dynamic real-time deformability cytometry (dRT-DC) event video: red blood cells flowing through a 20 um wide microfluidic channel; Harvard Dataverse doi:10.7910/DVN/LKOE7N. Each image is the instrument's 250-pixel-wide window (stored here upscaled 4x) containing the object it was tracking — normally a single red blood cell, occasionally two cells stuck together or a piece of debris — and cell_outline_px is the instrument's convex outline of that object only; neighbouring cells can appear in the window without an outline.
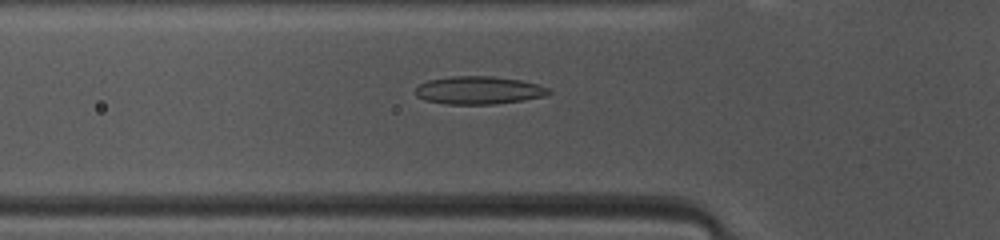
{"species": "common noctule bat (a hibernating species)", "species_latin": "Nyctalus noctula", "temperature_condition": "warm", "stored_images_in_passage": 46, "camera_frame_rate_fps": 3000, "um_per_image_px": 0.085, "animal": {"sex": "female", "body_mass_g": 10.0, "forearm_length_mm": 53.1}, "frame": {"image": 1, "passage_image": 14, "time_ms": 4.333, "image_size_px": [1000, 240], "cell_outline_px": [[552, 92], [544, 96], [524, 100], [492, 104], [444, 104], [424, 100], [416, 96], [416, 88], [420, 84], [428, 80], [452, 76], [492, 76], [520, 80], [536, 84], [548, 88]], "centroid_in_image_um": [40.67, 7.67], "position_along_channel_um": 85.1, "area_um2": 21.62}}
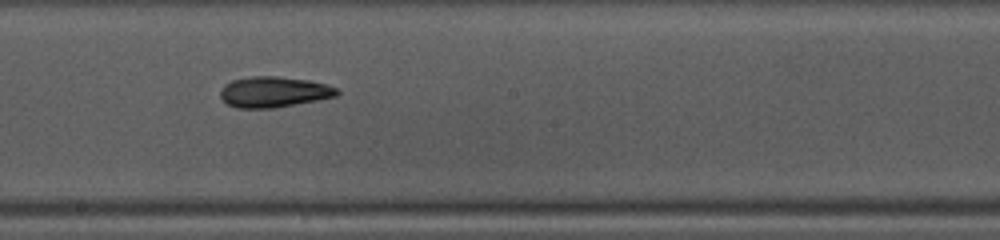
{"frame": {"image": 2, "passage_image": 24, "time_ms": 7.667, "image_size_px": [1000, 240], "cell_outline_px": [[340, 92], [336, 96], [320, 100], [272, 108], [236, 108], [228, 104], [220, 96], [220, 92], [224, 84], [232, 80], [252, 76], [276, 76], [308, 80], [324, 84], [336, 88]], "centroid_in_image_um": [23.26, 7.82], "position_along_channel_um": 224.9, "area_um2": 20.81}}
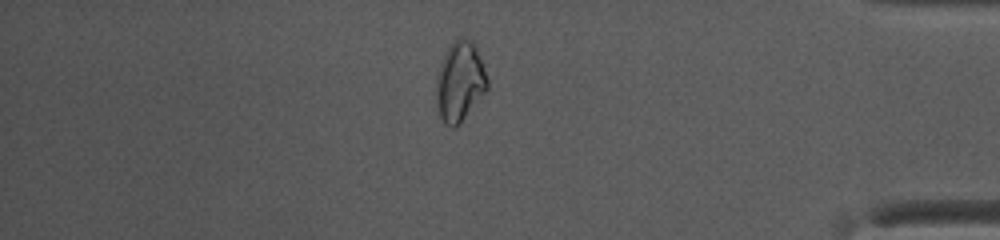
{"frame": {"image": 3, "passage_image": 39, "time_ms": 12.667, "image_size_px": [1000, 240], "cell_outline_px": [[488, 88], [460, 124], [452, 128], [444, 124], [440, 116], [436, 96], [436, 80], [440, 64], [444, 52], [452, 40], [456, 36], [460, 36], [472, 40], [476, 48], [488, 80]], "centroid_in_image_um": [39.07, 6.9], "position_along_channel_um": 396.1, "area_um2": 23.87}, "authors_computed_cell_mechanics": {"area_um2": 21.2704, "velocity_mm_per_s": 4.1627, "shape_relaxation_time_tau1_ms": 4.1425, "shape_relaxation_time_tau2_ms": 4.2815, "deformation_change_tau1": 0.1494, "deformation_change_tau2": 0.094}}